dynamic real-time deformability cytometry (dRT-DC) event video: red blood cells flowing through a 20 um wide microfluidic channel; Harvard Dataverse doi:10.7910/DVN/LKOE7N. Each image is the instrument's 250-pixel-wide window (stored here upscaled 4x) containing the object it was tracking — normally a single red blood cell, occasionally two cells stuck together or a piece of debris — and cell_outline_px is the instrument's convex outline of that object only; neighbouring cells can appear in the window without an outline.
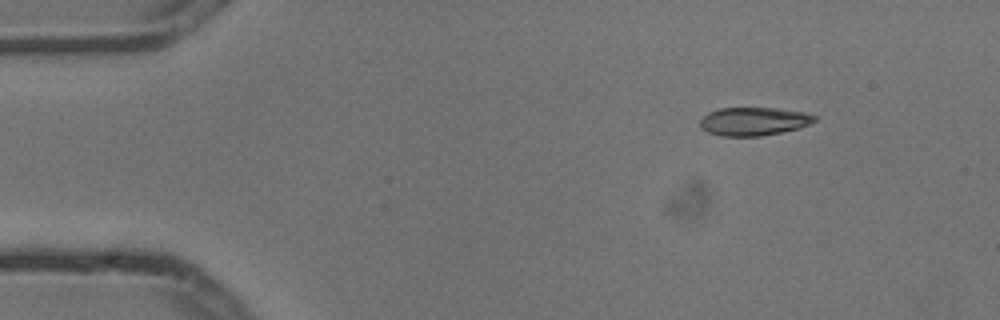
{"species": "common noctule bat (a hibernating species)", "species_latin": "Nyctalus noctula", "temperature_condition": "cold", "stored_images_in_passage": 5, "camera_frame_rate_fps": 3000, "um_per_image_px": 0.085, "animal": {"sex": "male", "body_mass_g": 13.3}, "frame": {"image": 1, "passage_image": 2, "time_ms": 0.333, "image_size_px": [1000, 320], "cell_outline_px": [[816, 120], [808, 124], [796, 128], [780, 132], [760, 136], [720, 136], [708, 132], [700, 128], [700, 120], [708, 112], [720, 108], [776, 108], [804, 112], [816, 116]], "centroid_in_image_um": [64.02, 10.31], "position_along_channel_um": 21.0, "area_um2": 18.73}}
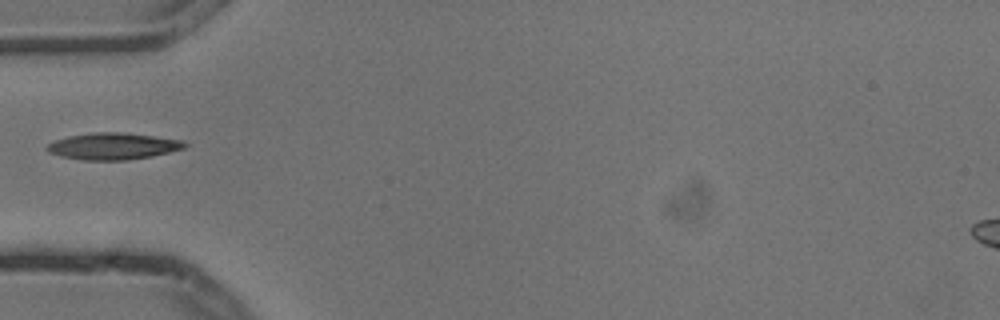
{"frame": {"image": 2, "passage_image": 5, "time_ms": 1.333, "image_size_px": [1000, 320], "cell_outline_px": [[188, 144], [184, 148], [152, 156], [124, 160], [84, 160], [60, 156], [48, 152], [44, 148], [48, 144], [56, 140], [68, 136], [92, 132], [124, 132], [184, 140]], "centroid_in_image_um": [9.6, 12.42], "position_along_channel_um": 75.4, "area_um2": 21.44}}